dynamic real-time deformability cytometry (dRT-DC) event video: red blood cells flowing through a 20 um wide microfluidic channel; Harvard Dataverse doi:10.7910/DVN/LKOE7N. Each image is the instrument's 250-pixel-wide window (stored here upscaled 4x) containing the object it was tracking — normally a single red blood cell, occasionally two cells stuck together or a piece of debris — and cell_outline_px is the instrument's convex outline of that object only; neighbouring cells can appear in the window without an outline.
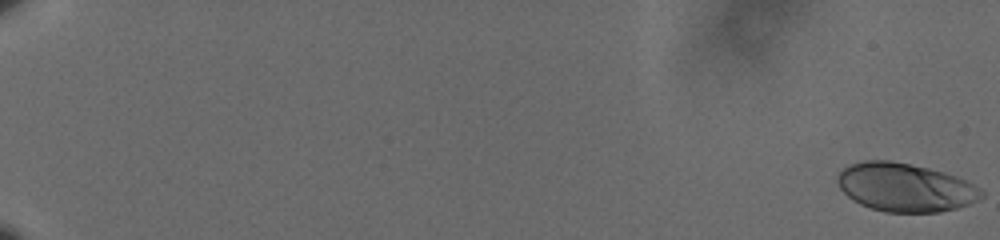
{"species": "human", "species_latin": "Homo sapiens", "temperature_condition": "cold", "stored_images_in_passage": 62, "camera_frame_rate_fps": 3000, "um_per_image_px": 0.085, "donor": {"sex": "male"}, "frame": {"image": 1, "passage_image": 1, "time_ms": 0.0, "image_size_px": [1000, 240], "cell_outline_px": [[984, 196], [968, 204], [956, 208], [940, 212], [884, 212], [860, 204], [852, 200], [840, 188], [836, 180], [836, 176], [844, 168], [852, 164], [864, 160], [892, 160], [928, 168], [944, 172], [956, 176], [980, 188], [984, 192]], "centroid_in_image_um": [76.92, 15.92], "position_along_channel_um": 8.1, "area_um2": 40.52}}
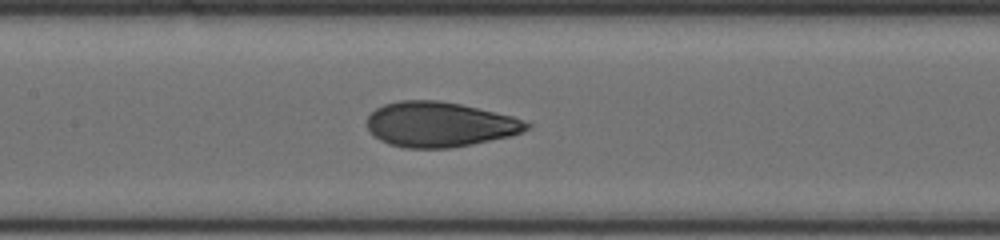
{"frame": {"image": 2, "passage_image": 34, "time_ms": 11.0, "image_size_px": [1000, 240], "cell_outline_px": [[532, 128], [512, 136], [452, 148], [404, 148], [388, 144], [380, 140], [368, 128], [368, 116], [376, 108], [384, 104], [400, 100], [440, 100], [460, 104], [512, 116], [524, 120], [532, 124]], "centroid_in_image_um": [37.41, 10.58], "position_along_channel_um": 170.0, "area_um2": 42.02}}
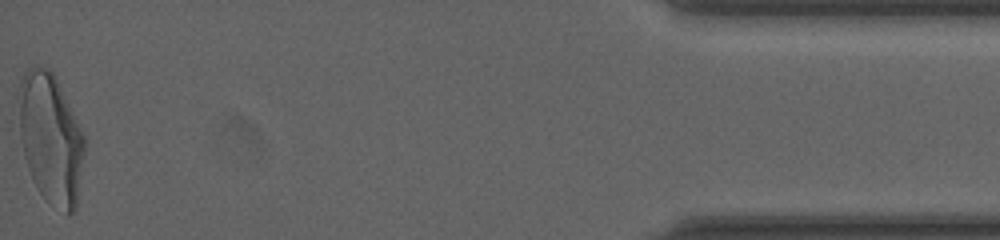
{"frame": {"image": 3, "passage_image": 62, "time_ms": 20.333, "image_size_px": [1000, 240], "cell_outline_px": [[84, 152], [76, 208], [72, 212], [68, 212], [44, 200], [36, 188], [32, 180], [24, 156], [20, 136], [20, 80], [24, 72], [28, 68], [36, 64], [48, 68], [56, 76], [84, 136]], "centroid_in_image_um": [4.3, 11.74], "position_along_channel_um": 430.9, "area_um2": 49.42}, "authors_computed_cell_mechanics": {"area_um2": 41.5004, "velocity_mm_per_s": 3.5828, "shape_relaxation_time_tau1_ms": 4.2496, "shape_relaxation_time_tau2_ms": 0.8666, "deformation_change_tau1": 0.175, "deformation_change_tau2": 0.0663}}